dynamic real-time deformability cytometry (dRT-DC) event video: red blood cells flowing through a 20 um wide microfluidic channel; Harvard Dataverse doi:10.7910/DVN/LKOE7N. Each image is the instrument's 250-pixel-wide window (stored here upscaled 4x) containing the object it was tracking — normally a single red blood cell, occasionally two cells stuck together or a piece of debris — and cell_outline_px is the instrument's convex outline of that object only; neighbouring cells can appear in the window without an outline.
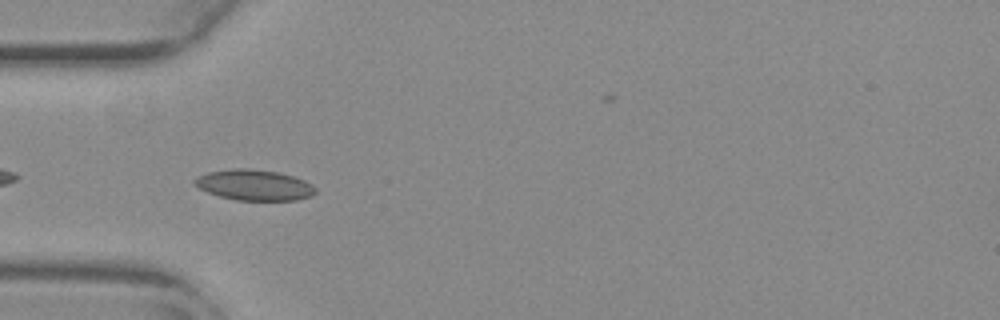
{"species": "common noctule bat (a hibernating species)", "species_latin": "Nyctalus noctula", "temperature_condition": "warm", "stored_images_in_passage": 41, "camera_frame_rate_fps": 3000, "um_per_image_px": 0.085, "animal": {"sex": "female", "body_mass_g": 29.2, "forearm_length_mm": 56.3}, "frame": {"image": 1, "passage_image": 3, "time_ms": 0.667, "image_size_px": [1000, 320], "cell_outline_px": [[316, 192], [312, 196], [296, 200], [236, 200], [220, 196], [208, 192], [192, 184], [192, 180], [196, 176], [208, 172], [232, 168], [248, 168], [280, 172], [304, 180], [312, 184], [316, 188]], "centroid_in_image_um": [21.6, 15.72], "position_along_channel_um": 63.4, "area_um2": 21.79}}
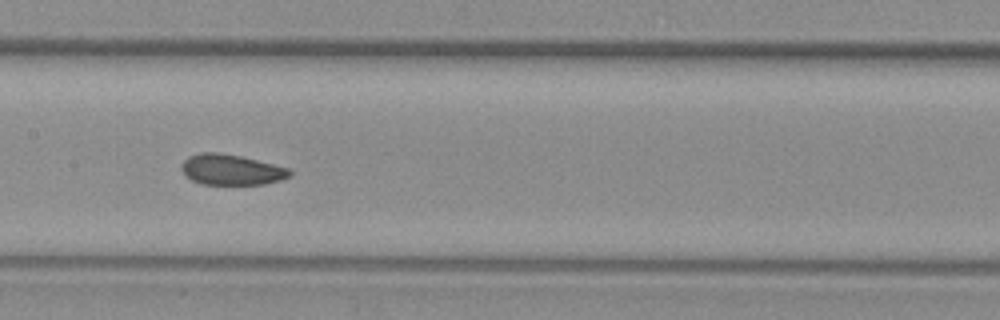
{"frame": {"image": 2, "passage_image": 13, "time_ms": 4.0, "image_size_px": [1000, 320], "cell_outline_px": [[292, 176], [280, 180], [264, 184], [200, 184], [184, 176], [180, 168], [180, 164], [188, 156], [200, 152], [216, 152], [240, 156], [288, 168], [292, 172]], "centroid_in_image_um": [19.61, 14.43], "position_along_channel_um": 187.8, "area_um2": 19.36}}
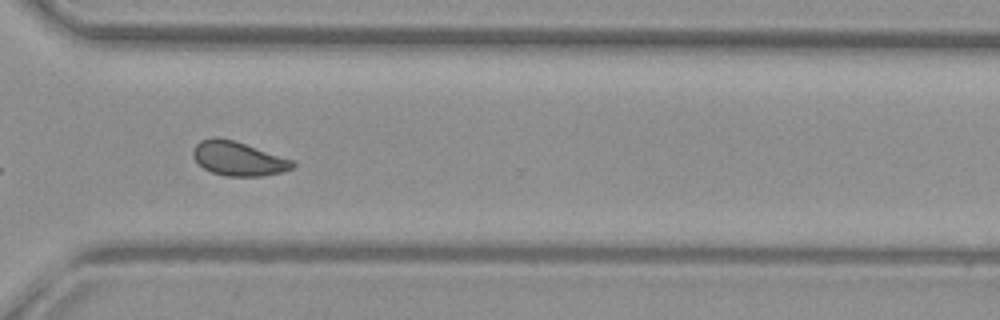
{"frame": {"image": 3, "passage_image": 26, "time_ms": 8.333, "image_size_px": [1000, 320], "cell_outline_px": [[296, 164], [292, 168], [280, 172], [264, 176], [224, 176], [212, 172], [204, 168], [192, 156], [192, 152], [196, 144], [200, 140], [212, 136], [216, 136], [232, 140], [296, 160]], "centroid_in_image_um": [20.26, 13.47], "position_along_channel_um": 350.3, "area_um2": 19.88}, "authors_computed_cell_mechanics": {"area_um2": 19.941, "velocity_mm_per_s": 3.7562, "shape_relaxation_time_tau1_ms": 9.2787, "shape_relaxation_time_tau2_ms": 1.6012, "deformation_change_tau1": 0.1465, "deformation_change_tau2": 0.0711}}